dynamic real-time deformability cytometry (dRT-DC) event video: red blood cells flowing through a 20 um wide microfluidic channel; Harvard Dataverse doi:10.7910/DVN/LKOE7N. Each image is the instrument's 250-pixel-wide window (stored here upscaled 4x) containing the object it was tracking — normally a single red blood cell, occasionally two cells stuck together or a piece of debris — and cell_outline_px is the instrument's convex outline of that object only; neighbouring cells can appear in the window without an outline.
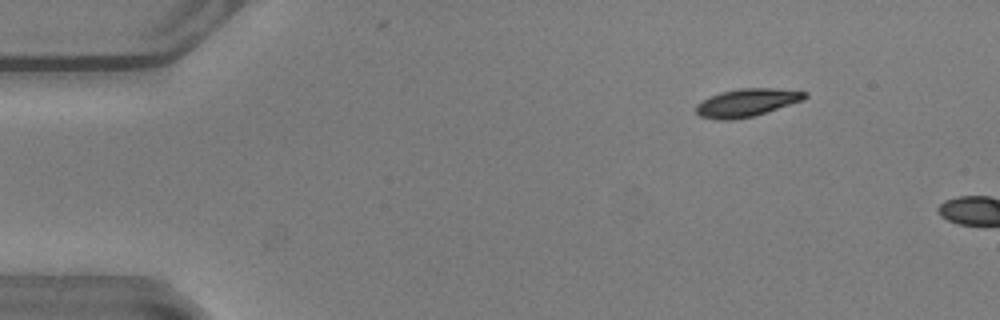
{"species": "common noctule bat (a hibernating species)", "species_latin": "Nyctalus noctula", "temperature_condition": "warm", "stored_images_in_passage": 5, "camera_frame_rate_fps": 3000, "um_per_image_px": 0.085, "animal": {"sex": "male", "body_mass_g": 20.5, "forearm_length_mm": 52.5}, "frame": {"image": 1, "passage_image": 2, "time_ms": 0.333, "image_size_px": [1000, 320], "cell_outline_px": [[808, 96], [804, 100], [752, 116], [732, 120], [720, 120], [700, 116], [696, 112], [696, 104], [720, 92], [740, 88], [772, 88], [808, 92]], "centroid_in_image_um": [63.49, 8.72], "position_along_channel_um": 21.5, "area_um2": 17.46}}